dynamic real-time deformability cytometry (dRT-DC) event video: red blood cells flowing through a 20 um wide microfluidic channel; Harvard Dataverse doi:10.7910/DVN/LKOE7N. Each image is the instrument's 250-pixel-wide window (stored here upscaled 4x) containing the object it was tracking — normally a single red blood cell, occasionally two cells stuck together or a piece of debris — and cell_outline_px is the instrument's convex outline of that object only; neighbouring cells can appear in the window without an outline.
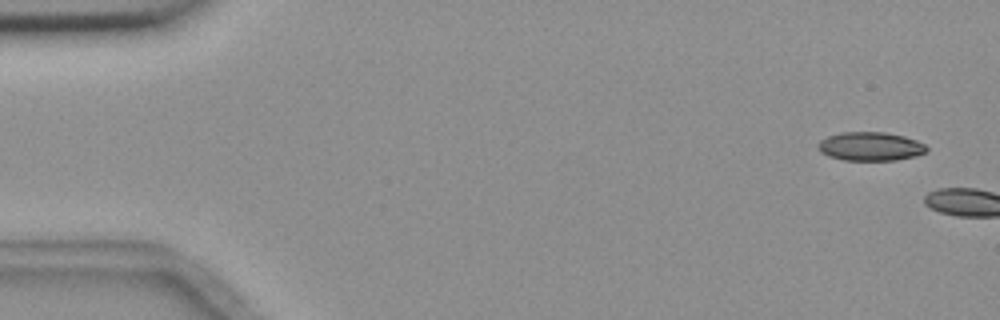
{"species": "common noctule bat (a hibernating species)", "species_latin": "Nyctalus noctula", "temperature_condition": "room temperature", "stored_images_in_passage": 2, "camera_frame_rate_fps": 3000, "um_per_image_px": 0.085, "animal": {"sex": "female", "body_mass_g": 18.4}, "frame": {"image": 1, "passage_image": 1, "time_ms": 0.0, "image_size_px": [1000, 320], "cell_outline_px": [[928, 152], [916, 156], [896, 160], [844, 160], [828, 156], [820, 152], [816, 144], [820, 140], [828, 136], [840, 132], [884, 132], [904, 136], [916, 140], [924, 144], [928, 148]], "centroid_in_image_um": [73.98, 12.44], "position_along_channel_um": 11.0, "area_um2": 18.32}}